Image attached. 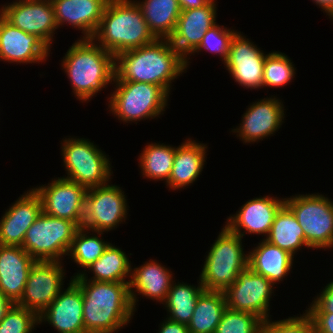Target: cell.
Returning a JSON list of instances; mask_svg holds the SVG:
<instances>
[{
  "mask_svg": "<svg viewBox=\"0 0 333 333\" xmlns=\"http://www.w3.org/2000/svg\"><path fill=\"white\" fill-rule=\"evenodd\" d=\"M113 84L116 87L108 97V107L123 123L154 119L164 114L169 95L160 86L143 82Z\"/></svg>",
  "mask_w": 333,
  "mask_h": 333,
  "instance_id": "obj_6",
  "label": "cell"
},
{
  "mask_svg": "<svg viewBox=\"0 0 333 333\" xmlns=\"http://www.w3.org/2000/svg\"><path fill=\"white\" fill-rule=\"evenodd\" d=\"M36 261L20 246L0 245V291L15 304Z\"/></svg>",
  "mask_w": 333,
  "mask_h": 333,
  "instance_id": "obj_23",
  "label": "cell"
},
{
  "mask_svg": "<svg viewBox=\"0 0 333 333\" xmlns=\"http://www.w3.org/2000/svg\"><path fill=\"white\" fill-rule=\"evenodd\" d=\"M236 33L237 30L234 31L227 29L223 25L219 26L216 24L206 31L199 47L192 54L206 50L213 54H218L224 63L228 57L232 38Z\"/></svg>",
  "mask_w": 333,
  "mask_h": 333,
  "instance_id": "obj_36",
  "label": "cell"
},
{
  "mask_svg": "<svg viewBox=\"0 0 333 333\" xmlns=\"http://www.w3.org/2000/svg\"><path fill=\"white\" fill-rule=\"evenodd\" d=\"M157 333H190L186 324L174 322L166 318L159 326Z\"/></svg>",
  "mask_w": 333,
  "mask_h": 333,
  "instance_id": "obj_41",
  "label": "cell"
},
{
  "mask_svg": "<svg viewBox=\"0 0 333 333\" xmlns=\"http://www.w3.org/2000/svg\"><path fill=\"white\" fill-rule=\"evenodd\" d=\"M150 31L157 39H169L181 14L178 0L137 1Z\"/></svg>",
  "mask_w": 333,
  "mask_h": 333,
  "instance_id": "obj_28",
  "label": "cell"
},
{
  "mask_svg": "<svg viewBox=\"0 0 333 333\" xmlns=\"http://www.w3.org/2000/svg\"><path fill=\"white\" fill-rule=\"evenodd\" d=\"M181 10L198 8L206 5L210 0H178Z\"/></svg>",
  "mask_w": 333,
  "mask_h": 333,
  "instance_id": "obj_43",
  "label": "cell"
},
{
  "mask_svg": "<svg viewBox=\"0 0 333 333\" xmlns=\"http://www.w3.org/2000/svg\"><path fill=\"white\" fill-rule=\"evenodd\" d=\"M41 212L42 201L35 190L24 192L0 219V245L22 247L27 230Z\"/></svg>",
  "mask_w": 333,
  "mask_h": 333,
  "instance_id": "obj_21",
  "label": "cell"
},
{
  "mask_svg": "<svg viewBox=\"0 0 333 333\" xmlns=\"http://www.w3.org/2000/svg\"><path fill=\"white\" fill-rule=\"evenodd\" d=\"M223 291L204 290L197 299L190 322V333H215L226 309Z\"/></svg>",
  "mask_w": 333,
  "mask_h": 333,
  "instance_id": "obj_30",
  "label": "cell"
},
{
  "mask_svg": "<svg viewBox=\"0 0 333 333\" xmlns=\"http://www.w3.org/2000/svg\"><path fill=\"white\" fill-rule=\"evenodd\" d=\"M204 287L199 278L198 286L184 282H174L162 303L168 311V319L174 322L188 324L192 318L194 308Z\"/></svg>",
  "mask_w": 333,
  "mask_h": 333,
  "instance_id": "obj_31",
  "label": "cell"
},
{
  "mask_svg": "<svg viewBox=\"0 0 333 333\" xmlns=\"http://www.w3.org/2000/svg\"><path fill=\"white\" fill-rule=\"evenodd\" d=\"M0 15L11 25L36 35L49 48L54 32L59 29L50 0H16L1 5Z\"/></svg>",
  "mask_w": 333,
  "mask_h": 333,
  "instance_id": "obj_12",
  "label": "cell"
},
{
  "mask_svg": "<svg viewBox=\"0 0 333 333\" xmlns=\"http://www.w3.org/2000/svg\"><path fill=\"white\" fill-rule=\"evenodd\" d=\"M269 243L295 255L303 246L311 247L305 241L302 227L291 209L284 204L277 212L270 232L266 238Z\"/></svg>",
  "mask_w": 333,
  "mask_h": 333,
  "instance_id": "obj_29",
  "label": "cell"
},
{
  "mask_svg": "<svg viewBox=\"0 0 333 333\" xmlns=\"http://www.w3.org/2000/svg\"><path fill=\"white\" fill-rule=\"evenodd\" d=\"M127 199L120 186L105 184L87 190L82 227L94 232L111 231L127 218Z\"/></svg>",
  "mask_w": 333,
  "mask_h": 333,
  "instance_id": "obj_10",
  "label": "cell"
},
{
  "mask_svg": "<svg viewBox=\"0 0 333 333\" xmlns=\"http://www.w3.org/2000/svg\"><path fill=\"white\" fill-rule=\"evenodd\" d=\"M273 286L275 285L267 278L247 267L238 274L236 281L223 291L226 307L254 314L264 322L271 318L269 302L274 292Z\"/></svg>",
  "mask_w": 333,
  "mask_h": 333,
  "instance_id": "obj_11",
  "label": "cell"
},
{
  "mask_svg": "<svg viewBox=\"0 0 333 333\" xmlns=\"http://www.w3.org/2000/svg\"><path fill=\"white\" fill-rule=\"evenodd\" d=\"M83 298V321L87 333H115L133 318L129 283L74 280Z\"/></svg>",
  "mask_w": 333,
  "mask_h": 333,
  "instance_id": "obj_2",
  "label": "cell"
},
{
  "mask_svg": "<svg viewBox=\"0 0 333 333\" xmlns=\"http://www.w3.org/2000/svg\"><path fill=\"white\" fill-rule=\"evenodd\" d=\"M207 145L190 138L176 148L172 171L166 186L169 189H184L192 185L203 171Z\"/></svg>",
  "mask_w": 333,
  "mask_h": 333,
  "instance_id": "obj_25",
  "label": "cell"
},
{
  "mask_svg": "<svg viewBox=\"0 0 333 333\" xmlns=\"http://www.w3.org/2000/svg\"><path fill=\"white\" fill-rule=\"evenodd\" d=\"M312 249L333 247V201L322 194H298L285 198Z\"/></svg>",
  "mask_w": 333,
  "mask_h": 333,
  "instance_id": "obj_9",
  "label": "cell"
},
{
  "mask_svg": "<svg viewBox=\"0 0 333 333\" xmlns=\"http://www.w3.org/2000/svg\"><path fill=\"white\" fill-rule=\"evenodd\" d=\"M316 3V5L321 9H323V12H326V14L333 19V0H312Z\"/></svg>",
  "mask_w": 333,
  "mask_h": 333,
  "instance_id": "obj_44",
  "label": "cell"
},
{
  "mask_svg": "<svg viewBox=\"0 0 333 333\" xmlns=\"http://www.w3.org/2000/svg\"><path fill=\"white\" fill-rule=\"evenodd\" d=\"M88 231V229L83 227L77 230L67 254L77 265L82 267L83 270L85 269L84 271L99 259L110 244V242L103 241L100 238L105 233L90 231L92 234H89L90 232ZM93 233L97 235H93Z\"/></svg>",
  "mask_w": 333,
  "mask_h": 333,
  "instance_id": "obj_33",
  "label": "cell"
},
{
  "mask_svg": "<svg viewBox=\"0 0 333 333\" xmlns=\"http://www.w3.org/2000/svg\"><path fill=\"white\" fill-rule=\"evenodd\" d=\"M262 327L258 316L226 308L215 333H261Z\"/></svg>",
  "mask_w": 333,
  "mask_h": 333,
  "instance_id": "obj_35",
  "label": "cell"
},
{
  "mask_svg": "<svg viewBox=\"0 0 333 333\" xmlns=\"http://www.w3.org/2000/svg\"><path fill=\"white\" fill-rule=\"evenodd\" d=\"M61 261H36L31 267L24 292L16 303L38 316L62 290L65 272Z\"/></svg>",
  "mask_w": 333,
  "mask_h": 333,
  "instance_id": "obj_13",
  "label": "cell"
},
{
  "mask_svg": "<svg viewBox=\"0 0 333 333\" xmlns=\"http://www.w3.org/2000/svg\"><path fill=\"white\" fill-rule=\"evenodd\" d=\"M284 204L285 198L270 195L253 198L242 205L236 214L229 216L225 226L242 239L245 233L267 237L277 212Z\"/></svg>",
  "mask_w": 333,
  "mask_h": 333,
  "instance_id": "obj_18",
  "label": "cell"
},
{
  "mask_svg": "<svg viewBox=\"0 0 333 333\" xmlns=\"http://www.w3.org/2000/svg\"><path fill=\"white\" fill-rule=\"evenodd\" d=\"M296 68L289 57L278 51L266 55L263 68V87H282L295 77Z\"/></svg>",
  "mask_w": 333,
  "mask_h": 333,
  "instance_id": "obj_34",
  "label": "cell"
},
{
  "mask_svg": "<svg viewBox=\"0 0 333 333\" xmlns=\"http://www.w3.org/2000/svg\"><path fill=\"white\" fill-rule=\"evenodd\" d=\"M261 333H315L310 315L305 311L303 315L288 317L283 320L263 322Z\"/></svg>",
  "mask_w": 333,
  "mask_h": 333,
  "instance_id": "obj_38",
  "label": "cell"
},
{
  "mask_svg": "<svg viewBox=\"0 0 333 333\" xmlns=\"http://www.w3.org/2000/svg\"><path fill=\"white\" fill-rule=\"evenodd\" d=\"M61 155L67 176L89 189L108 184L112 179V166L105 152L85 138H65L61 142Z\"/></svg>",
  "mask_w": 333,
  "mask_h": 333,
  "instance_id": "obj_7",
  "label": "cell"
},
{
  "mask_svg": "<svg viewBox=\"0 0 333 333\" xmlns=\"http://www.w3.org/2000/svg\"><path fill=\"white\" fill-rule=\"evenodd\" d=\"M248 254V267L274 285L288 276L294 262L293 255L265 239L261 240Z\"/></svg>",
  "mask_w": 333,
  "mask_h": 333,
  "instance_id": "obj_26",
  "label": "cell"
},
{
  "mask_svg": "<svg viewBox=\"0 0 333 333\" xmlns=\"http://www.w3.org/2000/svg\"><path fill=\"white\" fill-rule=\"evenodd\" d=\"M186 69V59L169 39H156L150 44L117 54L113 82L155 84L169 95L171 83Z\"/></svg>",
  "mask_w": 333,
  "mask_h": 333,
  "instance_id": "obj_1",
  "label": "cell"
},
{
  "mask_svg": "<svg viewBox=\"0 0 333 333\" xmlns=\"http://www.w3.org/2000/svg\"><path fill=\"white\" fill-rule=\"evenodd\" d=\"M92 39L115 57L123 51L150 44L157 38L150 31L135 0H109Z\"/></svg>",
  "mask_w": 333,
  "mask_h": 333,
  "instance_id": "obj_4",
  "label": "cell"
},
{
  "mask_svg": "<svg viewBox=\"0 0 333 333\" xmlns=\"http://www.w3.org/2000/svg\"><path fill=\"white\" fill-rule=\"evenodd\" d=\"M176 147L164 143H151L139 155V167L143 177L155 181L169 180Z\"/></svg>",
  "mask_w": 333,
  "mask_h": 333,
  "instance_id": "obj_32",
  "label": "cell"
},
{
  "mask_svg": "<svg viewBox=\"0 0 333 333\" xmlns=\"http://www.w3.org/2000/svg\"><path fill=\"white\" fill-rule=\"evenodd\" d=\"M50 48L36 35L14 27L0 15V60L29 64L47 60Z\"/></svg>",
  "mask_w": 333,
  "mask_h": 333,
  "instance_id": "obj_20",
  "label": "cell"
},
{
  "mask_svg": "<svg viewBox=\"0 0 333 333\" xmlns=\"http://www.w3.org/2000/svg\"><path fill=\"white\" fill-rule=\"evenodd\" d=\"M58 28L69 24L82 30V39H92L109 0H50Z\"/></svg>",
  "mask_w": 333,
  "mask_h": 333,
  "instance_id": "obj_22",
  "label": "cell"
},
{
  "mask_svg": "<svg viewBox=\"0 0 333 333\" xmlns=\"http://www.w3.org/2000/svg\"><path fill=\"white\" fill-rule=\"evenodd\" d=\"M216 0L206 5L188 10H181L173 35L169 38L174 48L186 59L199 47L207 30L216 25Z\"/></svg>",
  "mask_w": 333,
  "mask_h": 333,
  "instance_id": "obj_17",
  "label": "cell"
},
{
  "mask_svg": "<svg viewBox=\"0 0 333 333\" xmlns=\"http://www.w3.org/2000/svg\"><path fill=\"white\" fill-rule=\"evenodd\" d=\"M241 32L232 38L224 67L233 80L247 89L263 88V68L266 55Z\"/></svg>",
  "mask_w": 333,
  "mask_h": 333,
  "instance_id": "obj_15",
  "label": "cell"
},
{
  "mask_svg": "<svg viewBox=\"0 0 333 333\" xmlns=\"http://www.w3.org/2000/svg\"><path fill=\"white\" fill-rule=\"evenodd\" d=\"M80 227L63 218H56L43 211L29 227L22 248L35 261H62Z\"/></svg>",
  "mask_w": 333,
  "mask_h": 333,
  "instance_id": "obj_8",
  "label": "cell"
},
{
  "mask_svg": "<svg viewBox=\"0 0 333 333\" xmlns=\"http://www.w3.org/2000/svg\"><path fill=\"white\" fill-rule=\"evenodd\" d=\"M284 116L283 102L275 96L266 97L251 103L241 118L242 122L232 132L237 133L245 144L262 141L276 133Z\"/></svg>",
  "mask_w": 333,
  "mask_h": 333,
  "instance_id": "obj_16",
  "label": "cell"
},
{
  "mask_svg": "<svg viewBox=\"0 0 333 333\" xmlns=\"http://www.w3.org/2000/svg\"><path fill=\"white\" fill-rule=\"evenodd\" d=\"M312 318L315 333H333V313H308Z\"/></svg>",
  "mask_w": 333,
  "mask_h": 333,
  "instance_id": "obj_40",
  "label": "cell"
},
{
  "mask_svg": "<svg viewBox=\"0 0 333 333\" xmlns=\"http://www.w3.org/2000/svg\"><path fill=\"white\" fill-rule=\"evenodd\" d=\"M15 303L0 291V322Z\"/></svg>",
  "mask_w": 333,
  "mask_h": 333,
  "instance_id": "obj_42",
  "label": "cell"
},
{
  "mask_svg": "<svg viewBox=\"0 0 333 333\" xmlns=\"http://www.w3.org/2000/svg\"><path fill=\"white\" fill-rule=\"evenodd\" d=\"M307 313H333V281L329 282L324 289L317 294Z\"/></svg>",
  "mask_w": 333,
  "mask_h": 333,
  "instance_id": "obj_39",
  "label": "cell"
},
{
  "mask_svg": "<svg viewBox=\"0 0 333 333\" xmlns=\"http://www.w3.org/2000/svg\"><path fill=\"white\" fill-rule=\"evenodd\" d=\"M51 304L39 315V325L48 322L58 333H87L83 321V298L80 286L70 279Z\"/></svg>",
  "mask_w": 333,
  "mask_h": 333,
  "instance_id": "obj_19",
  "label": "cell"
},
{
  "mask_svg": "<svg viewBox=\"0 0 333 333\" xmlns=\"http://www.w3.org/2000/svg\"><path fill=\"white\" fill-rule=\"evenodd\" d=\"M242 238L224 226L206 255L200 280L205 290L224 291L248 267Z\"/></svg>",
  "mask_w": 333,
  "mask_h": 333,
  "instance_id": "obj_5",
  "label": "cell"
},
{
  "mask_svg": "<svg viewBox=\"0 0 333 333\" xmlns=\"http://www.w3.org/2000/svg\"><path fill=\"white\" fill-rule=\"evenodd\" d=\"M93 273V277L88 278L85 271L75 273L73 280H91L99 282H119L130 283L125 280L127 277L131 279V261L122 249L109 244L104 253L93 262L88 268Z\"/></svg>",
  "mask_w": 333,
  "mask_h": 333,
  "instance_id": "obj_27",
  "label": "cell"
},
{
  "mask_svg": "<svg viewBox=\"0 0 333 333\" xmlns=\"http://www.w3.org/2000/svg\"><path fill=\"white\" fill-rule=\"evenodd\" d=\"M72 92L81 102L90 101L108 84H113L115 57L93 39H78L61 60Z\"/></svg>",
  "mask_w": 333,
  "mask_h": 333,
  "instance_id": "obj_3",
  "label": "cell"
},
{
  "mask_svg": "<svg viewBox=\"0 0 333 333\" xmlns=\"http://www.w3.org/2000/svg\"><path fill=\"white\" fill-rule=\"evenodd\" d=\"M42 201V211L56 218L68 219L82 227L87 188L65 177L33 188Z\"/></svg>",
  "mask_w": 333,
  "mask_h": 333,
  "instance_id": "obj_14",
  "label": "cell"
},
{
  "mask_svg": "<svg viewBox=\"0 0 333 333\" xmlns=\"http://www.w3.org/2000/svg\"><path fill=\"white\" fill-rule=\"evenodd\" d=\"M38 324L36 313L14 304L0 322V333H32Z\"/></svg>",
  "mask_w": 333,
  "mask_h": 333,
  "instance_id": "obj_37",
  "label": "cell"
},
{
  "mask_svg": "<svg viewBox=\"0 0 333 333\" xmlns=\"http://www.w3.org/2000/svg\"><path fill=\"white\" fill-rule=\"evenodd\" d=\"M172 275L173 273L165 265H161L156 260L150 259L143 265L134 267L131 270L129 283V294L134 312L139 301L136 297L137 293L145 296L146 299L149 298L163 303L174 282Z\"/></svg>",
  "mask_w": 333,
  "mask_h": 333,
  "instance_id": "obj_24",
  "label": "cell"
}]
</instances>
